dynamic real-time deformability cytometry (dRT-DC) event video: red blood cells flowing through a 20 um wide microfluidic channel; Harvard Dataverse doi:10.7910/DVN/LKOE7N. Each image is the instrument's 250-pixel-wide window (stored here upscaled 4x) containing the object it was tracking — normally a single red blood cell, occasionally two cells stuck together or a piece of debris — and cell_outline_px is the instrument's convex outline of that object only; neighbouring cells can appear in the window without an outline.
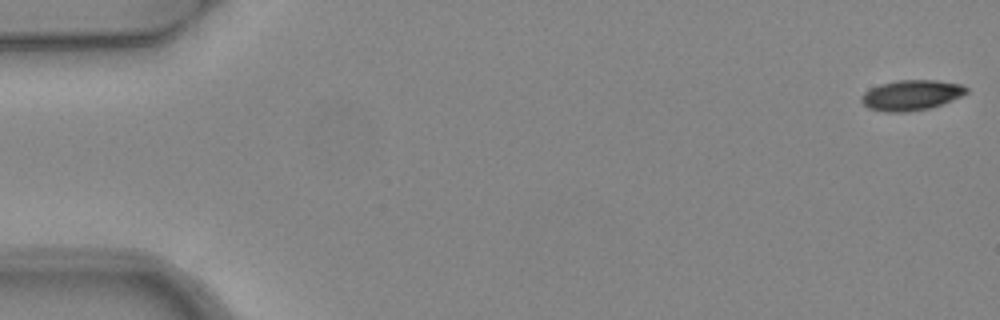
{"species": "common noctule bat (a hibernating species)", "species_latin": "Nyctalus noctula", "temperature_condition": "warm", "stored_images_in_passage": 5, "camera_frame_rate_fps": 3000, "um_per_image_px": 0.085, "animal": {"sex": "female", "body_mass_g": 24.6, "forearm_length_mm": 56.2}, "frame": {"image": 1, "passage_image": 1, "time_ms": 0.0, "image_size_px": [1000, 320], "cell_outline_px": [[968, 92], [960, 96], [940, 104], [928, 108], [904, 112], [884, 112], [868, 108], [860, 100], [860, 96], [864, 92], [880, 84], [896, 80], [936, 80], [960, 84], [968, 88]], "centroid_in_image_um": [77.42, 8.08], "position_along_channel_um": 7.6, "area_um2": 18.38}}
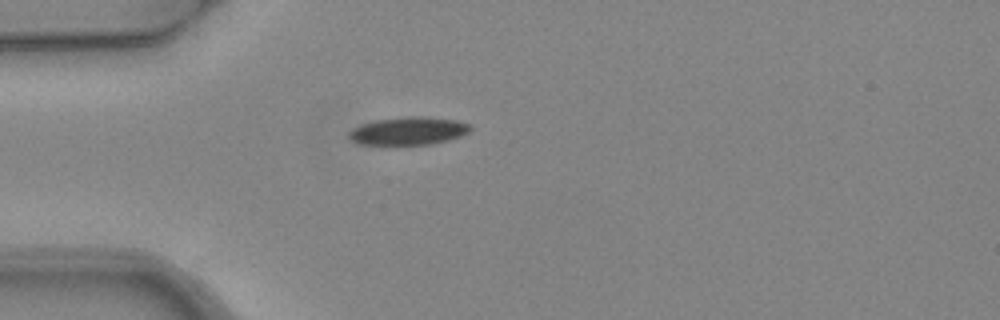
{"frame": {"image": 2, "passage_image": 4, "time_ms": 1.0, "image_size_px": [1000, 320], "cell_outline_px": [[472, 128], [468, 132], [460, 136], [448, 140], [432, 144], [356, 144], [348, 136], [348, 132], [352, 128], [376, 120], [408, 116], [424, 116], [456, 120], [468, 124]], "centroid_in_image_um": [34.71, 11.12], "position_along_channel_um": 50.3, "area_um2": 19.59}}